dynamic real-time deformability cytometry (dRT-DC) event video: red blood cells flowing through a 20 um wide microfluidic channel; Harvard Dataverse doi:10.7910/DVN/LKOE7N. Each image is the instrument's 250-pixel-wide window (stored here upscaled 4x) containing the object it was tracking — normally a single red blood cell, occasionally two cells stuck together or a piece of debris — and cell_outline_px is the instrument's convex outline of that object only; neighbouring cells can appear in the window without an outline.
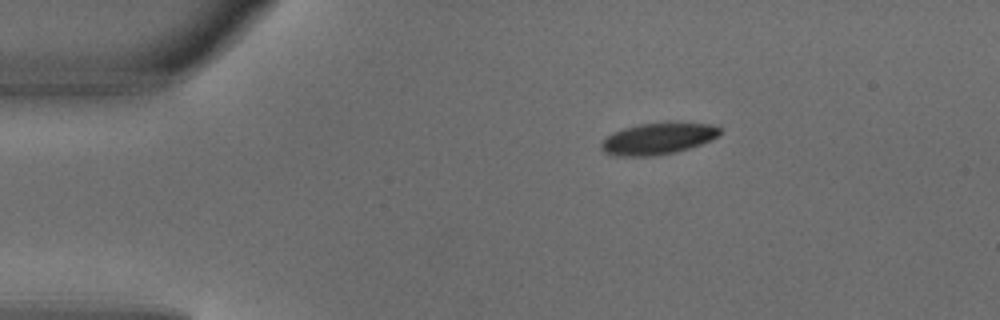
{"species": "common noctule bat (a hibernating species)", "species_latin": "Nyctalus noctula", "temperature_condition": "warm", "stored_images_in_passage": 2, "camera_frame_rate_fps": 3000, "um_per_image_px": 0.085, "animal": {"sex": "male", "body_mass_g": 18.8}, "frame": {"image": 1, "passage_image": 1, "time_ms": 0.0, "image_size_px": [1000, 320], "cell_outline_px": [[720, 132], [712, 140], [676, 152], [652, 156], [612, 156], [604, 152], [600, 148], [600, 144], [608, 136], [624, 128], [640, 124], [668, 120], [712, 124], [720, 128]], "centroid_in_image_um": [55.94, 11.76], "position_along_channel_um": 29.1, "area_um2": 22.2}}